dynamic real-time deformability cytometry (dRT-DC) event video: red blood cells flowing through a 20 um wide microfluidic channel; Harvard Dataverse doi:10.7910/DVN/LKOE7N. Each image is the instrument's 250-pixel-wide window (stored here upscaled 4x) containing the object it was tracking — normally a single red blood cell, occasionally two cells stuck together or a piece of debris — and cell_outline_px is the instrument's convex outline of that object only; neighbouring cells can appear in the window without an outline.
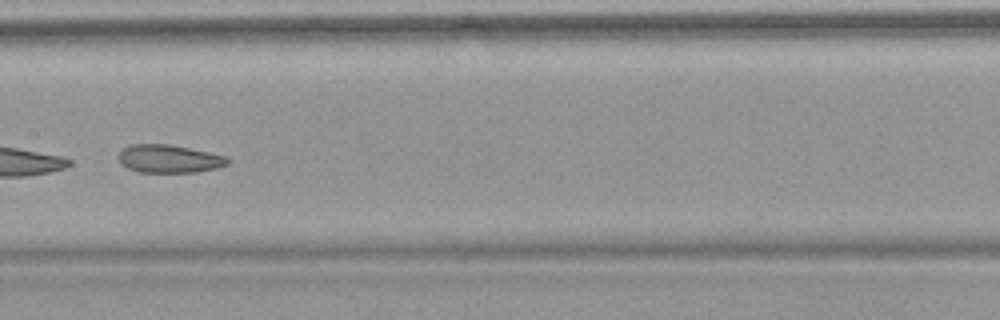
{"species": "common noctule bat (a hibernating species)", "species_latin": "Nyctalus noctula", "temperature_condition": "warm", "stored_images_in_passage": 8, "camera_frame_rate_fps": 3000, "um_per_image_px": 0.085, "animal": {"sex": "female", "body_mass_g": 18.4}, "frame": {"image": 1, "passage_image": 6, "time_ms": 6.0, "image_size_px": [1000, 320], "cell_outline_px": [[232, 160], [228, 164], [216, 168], [196, 172], [140, 172], [128, 168], [120, 164], [116, 156], [124, 148], [132, 144], [168, 144], [208, 152], [224, 156]], "centroid_in_image_um": [14.34, 13.5], "position_along_channel_um": 193.1, "area_um2": 17.8}}
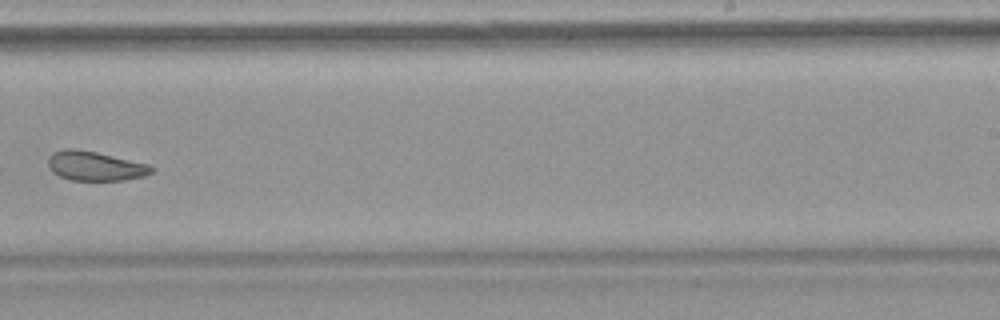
{"frame": {"image": 2, "passage_image": 8, "time_ms": 8.333, "image_size_px": [1000, 320], "cell_outline_px": [[156, 168], [152, 172], [144, 176], [124, 180], [72, 180], [60, 176], [52, 172], [48, 168], [48, 156], [52, 152], [64, 148], [76, 148], [96, 152], [152, 164]], "centroid_in_image_um": [8.1, 14.09], "position_along_channel_um": 280.9, "area_um2": 18.03}}